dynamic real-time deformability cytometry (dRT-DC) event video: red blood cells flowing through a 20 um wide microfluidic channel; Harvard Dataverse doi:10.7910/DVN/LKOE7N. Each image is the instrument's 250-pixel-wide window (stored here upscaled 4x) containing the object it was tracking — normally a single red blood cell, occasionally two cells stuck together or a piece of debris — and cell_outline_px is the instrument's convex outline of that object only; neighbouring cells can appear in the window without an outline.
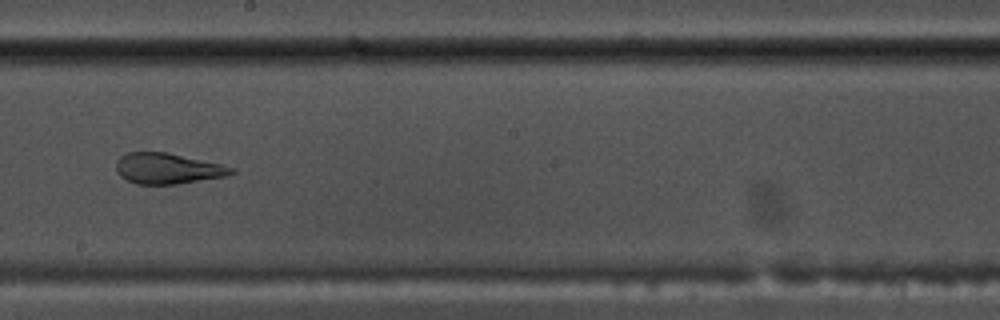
{"species": "common noctule bat (a hibernating species)", "species_latin": "Nyctalus noctula", "temperature_condition": "warm", "stored_images_in_passage": 46, "camera_frame_rate_fps": 3000, "um_per_image_px": 0.085, "animal": {"sex": "male", "body_mass_g": 17.5, "forearm_length_mm": 52.3}, "frame": {"image": 1, "passage_image": 23, "time_ms": 7.333, "image_size_px": [1000, 320], "cell_outline_px": [[236, 172], [228, 176], [176, 184], [136, 184], [120, 176], [116, 172], [116, 160], [120, 156], [128, 152], [168, 152], [220, 164], [236, 168]], "centroid_in_image_um": [14.25, 14.32], "position_along_channel_um": 233.9, "area_um2": 20.75}}
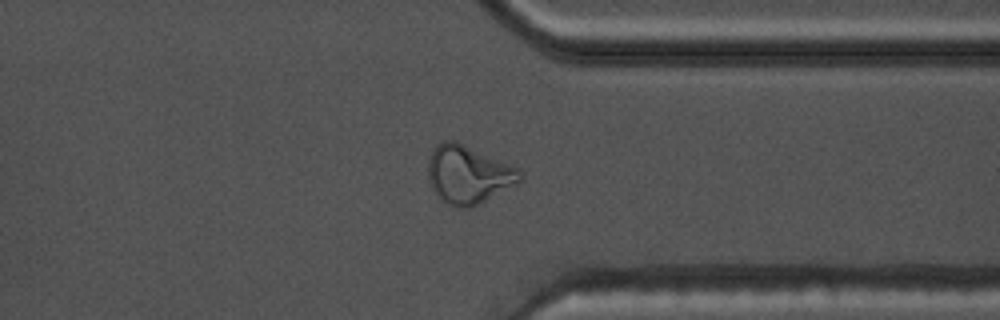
{"frame": {"image": 2, "passage_image": 34, "time_ms": 11.0, "image_size_px": [1000, 320], "cell_outline_px": [[520, 180], [516, 184], [472, 208], [456, 208], [444, 204], [432, 188], [428, 180], [428, 160], [432, 148], [436, 144], [444, 140], [456, 140], [520, 168]], "centroid_in_image_um": [39.77, 14.83], "position_along_channel_um": 371.6, "area_um2": 31.56}}
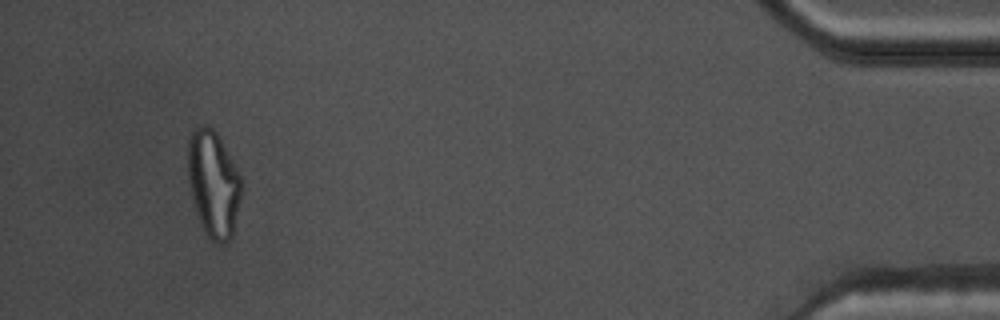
{"frame": {"image": 3, "passage_image": 43, "time_ms": 14.0, "image_size_px": [1000, 320], "cell_outline_px": [[240, 200], [232, 236], [224, 244], [220, 244], [212, 240], [208, 236], [200, 224], [192, 196], [188, 176], [188, 136], [196, 124], [208, 124], [216, 132], [236, 168], [240, 176]], "centroid_in_image_um": [18.11, 15.58], "position_along_channel_um": 417.1, "area_um2": 32.89}, "authors_computed_cell_mechanics": {"area_um2": 25.1719, "velocity_mm_per_s": 3.7966, "shape_relaxation_time_tau1_ms": null, "shape_relaxation_time_tau2_ms": 0.998, "deformation_change_tau1": null, "deformation_change_tau2": 0.0881}}